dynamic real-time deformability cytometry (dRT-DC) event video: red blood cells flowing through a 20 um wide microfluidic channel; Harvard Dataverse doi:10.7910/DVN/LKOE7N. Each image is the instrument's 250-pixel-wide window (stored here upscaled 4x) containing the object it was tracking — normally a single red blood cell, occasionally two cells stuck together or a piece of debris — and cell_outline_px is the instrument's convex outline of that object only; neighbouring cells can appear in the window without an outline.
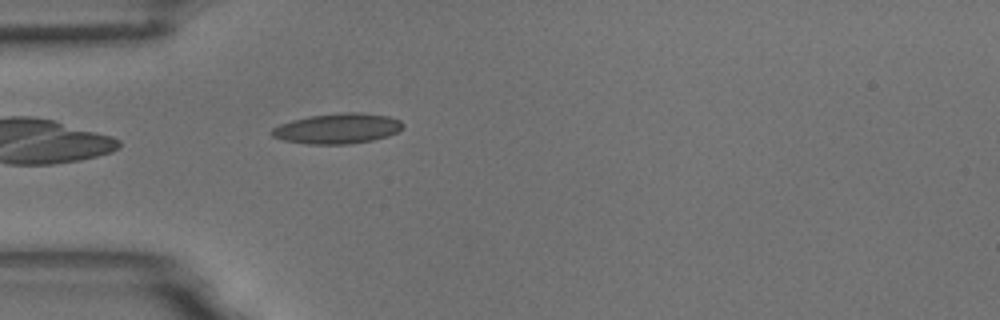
{"species": "common noctule bat (a hibernating species)", "species_latin": "Nyctalus noctula", "temperature_condition": "room temperature", "stored_images_in_passage": 3, "camera_frame_rate_fps": 3000, "um_per_image_px": 0.085, "animal": {"sex": "male", "body_mass_g": 18.8}, "frame": {"image": 1, "passage_image": 3, "time_ms": 0.667, "image_size_px": [1000, 320], "cell_outline_px": [[404, 128], [388, 136], [372, 140], [348, 144], [308, 144], [284, 140], [272, 136], [268, 132], [272, 128], [280, 124], [292, 120], [312, 116], [340, 112], [360, 112], [388, 116], [400, 120], [404, 124]], "centroid_in_image_um": [28.69, 10.92], "position_along_channel_um": 56.3, "area_um2": 23.18}}